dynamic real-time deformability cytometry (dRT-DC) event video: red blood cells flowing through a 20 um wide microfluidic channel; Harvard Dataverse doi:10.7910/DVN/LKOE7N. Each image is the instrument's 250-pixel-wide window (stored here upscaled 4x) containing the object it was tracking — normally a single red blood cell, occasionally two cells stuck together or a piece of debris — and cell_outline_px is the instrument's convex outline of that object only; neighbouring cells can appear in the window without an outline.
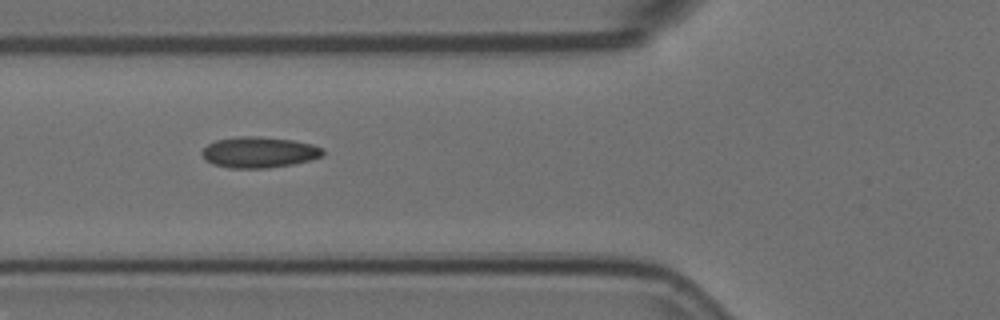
{"species": "Egyptian fruit bat (a non-hibernating species)", "species_latin": "Rousettus aegyptiacus", "temperature_condition": "room temperature", "stored_images_in_passage": 13, "camera_frame_rate_fps": 3000, "um_per_image_px": 0.085, "animal": {"sex": "female"}, "frame": {"image": 1, "passage_image": 6, "time_ms": 1.667, "image_size_px": [1000, 320], "cell_outline_px": [[324, 152], [320, 156], [308, 160], [292, 164], [268, 168], [232, 168], [212, 164], [200, 152], [208, 144], [216, 140], [240, 136], [260, 136], [292, 140], [312, 144], [324, 148]], "centroid_in_image_um": [22.02, 12.93], "position_along_channel_um": 103.8, "area_um2": 21.62}}
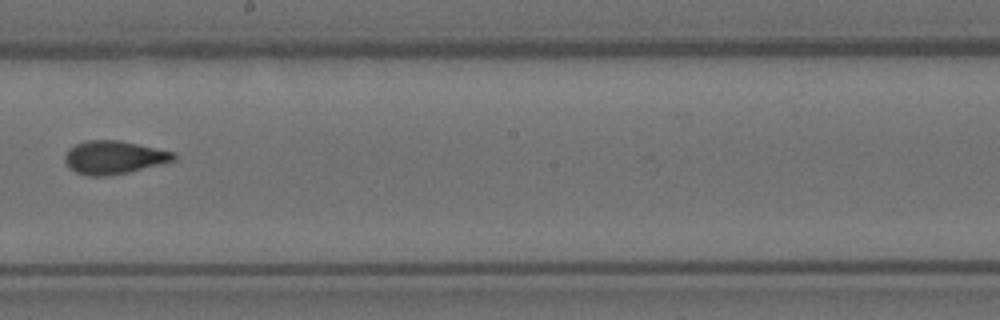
{"frame": {"image": 2, "passage_image": 9, "time_ms": 2.667, "image_size_px": [1000, 320], "cell_outline_px": [[176, 160], [128, 172], [108, 176], [88, 176], [76, 172], [68, 168], [64, 160], [64, 156], [68, 148], [76, 144], [88, 140], [120, 140], [176, 152]], "centroid_in_image_um": [9.66, 13.37], "position_along_channel_um": 238.5, "area_um2": 21.21}}
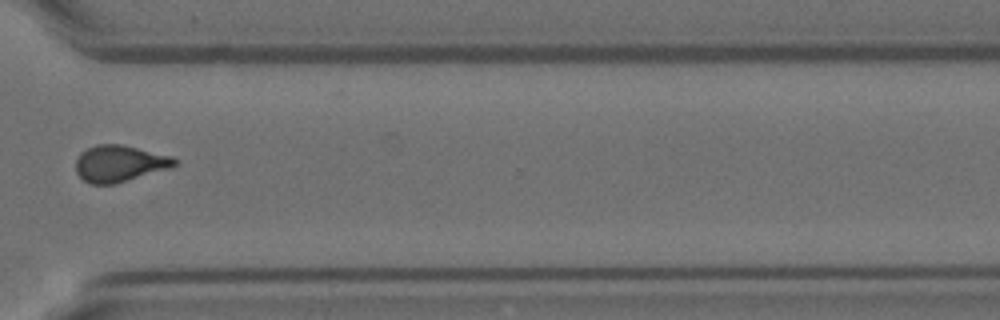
{"frame": {"image": 3, "passage_image": 12, "time_ms": 3.667, "image_size_px": [1000, 320], "cell_outline_px": [[176, 164], [172, 168], [116, 184], [92, 184], [84, 180], [76, 172], [76, 160], [80, 152], [96, 144], [120, 144], [172, 156], [176, 160]], "centroid_in_image_um": [10.16, 13.91], "position_along_channel_um": 360.4, "area_um2": 21.1}}